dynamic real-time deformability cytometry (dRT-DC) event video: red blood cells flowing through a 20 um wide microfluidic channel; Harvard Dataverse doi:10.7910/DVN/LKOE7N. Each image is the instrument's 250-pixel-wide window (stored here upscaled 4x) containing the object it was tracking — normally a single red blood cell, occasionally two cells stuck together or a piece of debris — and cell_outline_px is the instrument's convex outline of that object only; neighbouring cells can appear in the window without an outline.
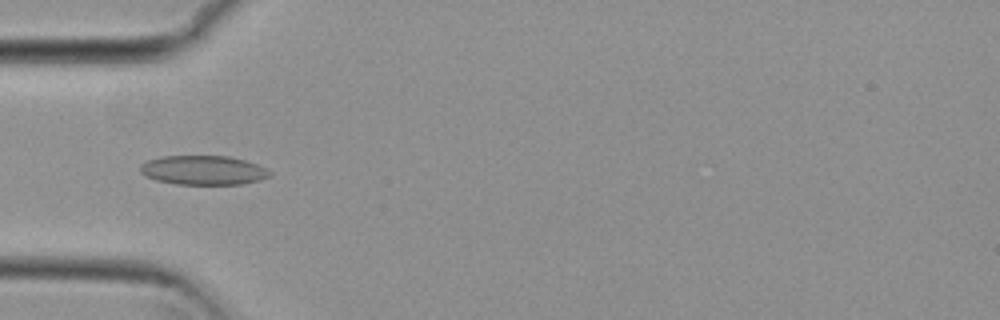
{"species": "common noctule bat (a hibernating species)", "species_latin": "Nyctalus noctula", "temperature_condition": "cold", "stored_images_in_passage": 40, "camera_frame_rate_fps": 3000, "um_per_image_px": 0.085, "animal": {"sex": "female", "body_mass_g": 29.2, "forearm_length_mm": 56.3}, "frame": {"image": 1, "passage_image": 4, "time_ms": 1.0, "image_size_px": [1000, 320], "cell_outline_px": [[272, 176], [244, 184], [176, 184], [156, 180], [140, 172], [140, 164], [148, 160], [160, 156], [228, 156], [244, 160], [256, 164], [272, 172]], "centroid_in_image_um": [17.28, 14.46], "position_along_channel_um": 67.7, "area_um2": 22.02}}
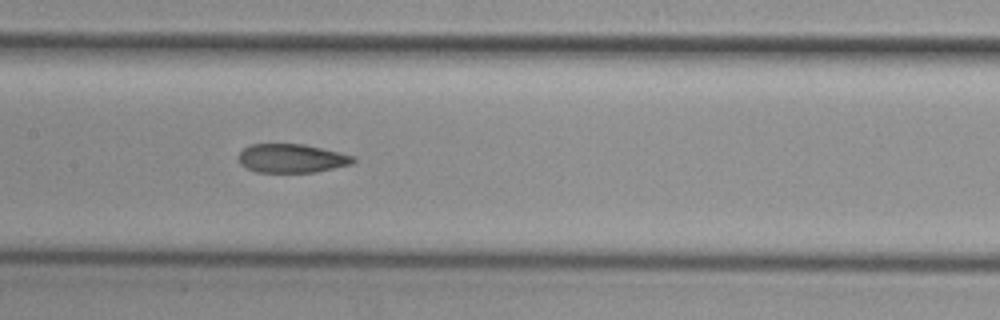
{"frame": {"image": 2, "passage_image": 13, "time_ms": 4.0, "image_size_px": [1000, 320], "cell_outline_px": [[356, 160], [352, 164], [316, 172], [256, 172], [244, 168], [240, 164], [236, 156], [248, 144], [304, 144], [340, 152], [356, 156]], "centroid_in_image_um": [24.77, 13.46], "position_along_channel_um": 182.6, "area_um2": 19.54}}
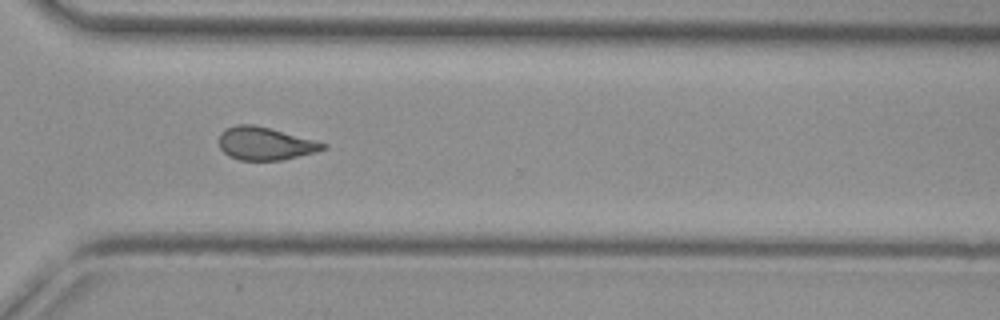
{"frame": {"image": 3, "passage_image": 26, "time_ms": 8.333, "image_size_px": [1000, 320], "cell_outline_px": [[328, 148], [316, 152], [280, 160], [240, 160], [228, 156], [220, 148], [220, 132], [224, 128], [236, 124], [252, 124], [268, 128], [328, 144]], "centroid_in_image_um": [22.51, 12.2], "position_along_channel_um": 348.1, "area_um2": 19.77}, "authors_computed_cell_mechanics": {"area_um2": 20.2589, "velocity_mm_per_s": 3.8235, "shape_relaxation_time_tau1_ms": null, "shape_relaxation_time_tau2_ms": 3.0588, "deformation_change_tau1": null, "deformation_change_tau2": 0.0867}}